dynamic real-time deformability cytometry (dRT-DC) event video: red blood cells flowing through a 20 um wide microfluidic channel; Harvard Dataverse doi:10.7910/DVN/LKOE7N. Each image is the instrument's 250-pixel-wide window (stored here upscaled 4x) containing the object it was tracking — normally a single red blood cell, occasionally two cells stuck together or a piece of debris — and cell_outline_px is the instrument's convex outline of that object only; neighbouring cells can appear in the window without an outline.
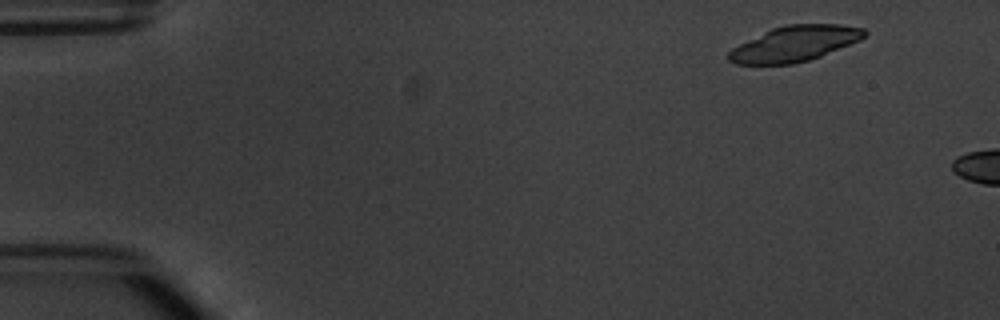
{"species": "common noctule bat (a hibernating species)", "species_latin": "Nyctalus noctula", "temperature_condition": "warm", "stored_images_in_passage": 3, "camera_frame_rate_fps": 3000, "um_per_image_px": 0.085, "animal": {"sex": "male", "body_mass_g": 20.1, "forearm_length_mm": 53.5}, "frame": {"image": 1, "passage_image": 2, "time_ms": 1.0, "image_size_px": [1000, 320], "cell_outline_px": [[868, 32], [860, 40], [820, 56], [808, 60], [792, 64], [736, 64], [728, 60], [728, 52], [732, 48], [772, 28], [784, 24], [840, 24], [864, 28]], "centroid_in_image_um": [67.55, 3.7], "position_along_channel_um": 17.4, "area_um2": 27.86}}